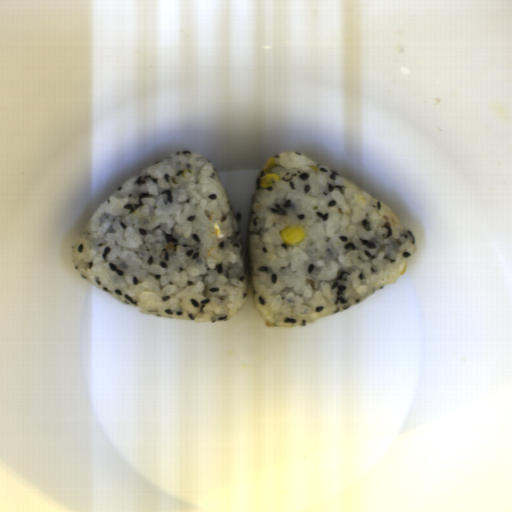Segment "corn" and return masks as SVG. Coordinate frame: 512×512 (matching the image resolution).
I'll list each match as a JSON object with an SVG mask.
<instances>
[{
  "instance_id": "3",
  "label": "corn",
  "mask_w": 512,
  "mask_h": 512,
  "mask_svg": "<svg viewBox=\"0 0 512 512\" xmlns=\"http://www.w3.org/2000/svg\"><path fill=\"white\" fill-rule=\"evenodd\" d=\"M310 167H312V168H313V169H315L316 171H317V170H319V165H312V166H310Z\"/></svg>"
},
{
  "instance_id": "1",
  "label": "corn",
  "mask_w": 512,
  "mask_h": 512,
  "mask_svg": "<svg viewBox=\"0 0 512 512\" xmlns=\"http://www.w3.org/2000/svg\"><path fill=\"white\" fill-rule=\"evenodd\" d=\"M281 241L288 245L301 243L306 236V231L300 225H287L279 231Z\"/></svg>"
},
{
  "instance_id": "2",
  "label": "corn",
  "mask_w": 512,
  "mask_h": 512,
  "mask_svg": "<svg viewBox=\"0 0 512 512\" xmlns=\"http://www.w3.org/2000/svg\"><path fill=\"white\" fill-rule=\"evenodd\" d=\"M276 166L275 161L272 158L268 161V163L260 168V175L258 178L259 188H270L274 183H277L280 179V175L272 173V169Z\"/></svg>"
}]
</instances>
